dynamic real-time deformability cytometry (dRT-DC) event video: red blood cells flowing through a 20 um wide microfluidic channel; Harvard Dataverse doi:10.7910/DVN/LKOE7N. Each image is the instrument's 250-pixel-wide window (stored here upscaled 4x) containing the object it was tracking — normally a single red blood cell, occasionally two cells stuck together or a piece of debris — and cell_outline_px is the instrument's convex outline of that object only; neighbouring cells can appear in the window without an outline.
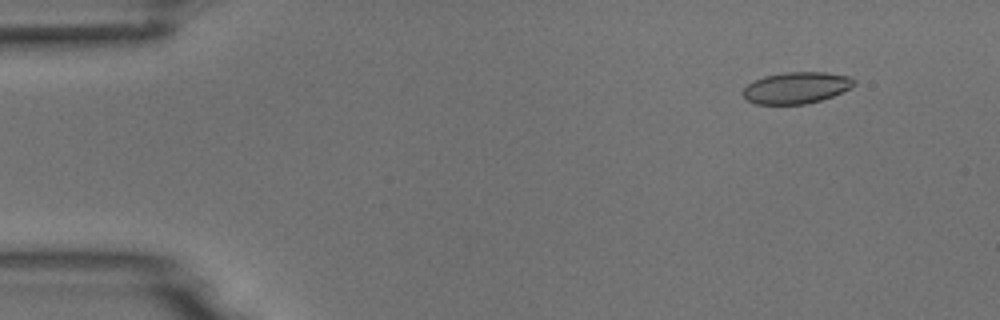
{"species": "common noctule bat (a hibernating species)", "species_latin": "Nyctalus noctula", "temperature_condition": "room temperature", "stored_images_in_passage": 4, "camera_frame_rate_fps": 3000, "um_per_image_px": 0.085, "animal": {"sex": "male", "body_mass_g": 18.8}, "frame": {"image": 1, "passage_image": 1, "time_ms": 0.0, "image_size_px": [1000, 320], "cell_outline_px": [[856, 84], [832, 96], [820, 100], [804, 104], [756, 104], [748, 100], [744, 96], [744, 88], [748, 84], [764, 76], [784, 72], [824, 72], [852, 76], [856, 80]], "centroid_in_image_um": [67.72, 7.45], "position_along_channel_um": 17.3, "area_um2": 20.23}}
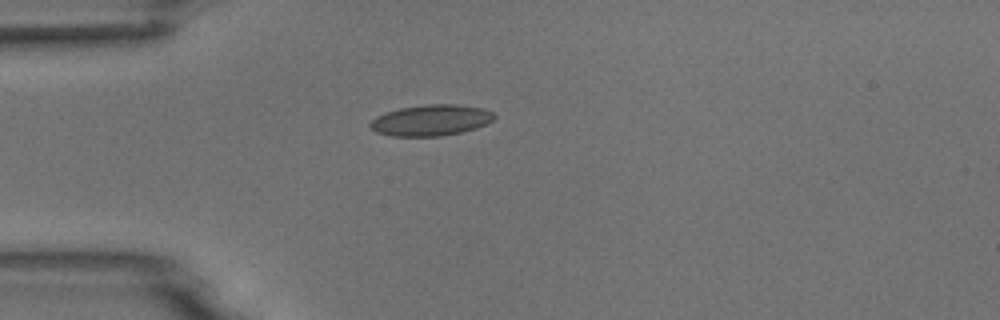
{"frame": {"image": 2, "passage_image": 3, "time_ms": 3.0, "image_size_px": [1000, 320], "cell_outline_px": [[496, 116], [488, 124], [476, 128], [460, 132], [440, 136], [392, 136], [376, 132], [368, 124], [376, 116], [400, 108], [428, 104], [456, 104], [484, 108], [492, 112]], "centroid_in_image_um": [36.65, 10.22], "position_along_channel_um": 48.3, "area_um2": 22.37}}